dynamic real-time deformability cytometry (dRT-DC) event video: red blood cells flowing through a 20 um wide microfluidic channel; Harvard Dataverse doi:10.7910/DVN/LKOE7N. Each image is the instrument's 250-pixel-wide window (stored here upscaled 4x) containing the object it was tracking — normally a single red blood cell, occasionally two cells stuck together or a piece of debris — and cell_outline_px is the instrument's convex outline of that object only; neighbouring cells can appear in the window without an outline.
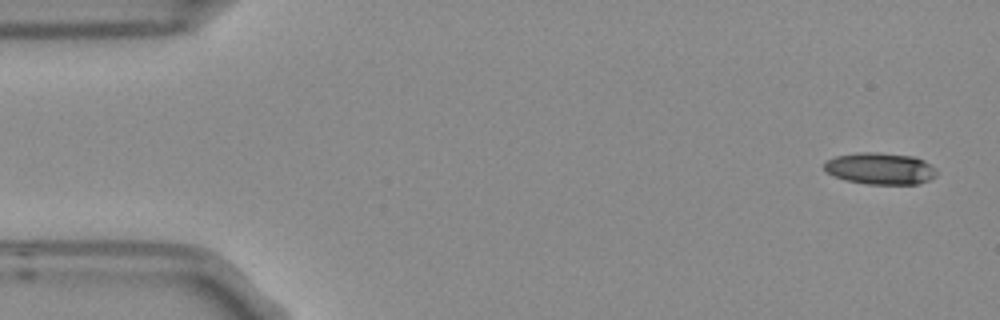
{"species": "Egyptian fruit bat (a non-hibernating species)", "species_latin": "Rousettus aegyptiacus", "temperature_condition": "room temperature", "stored_images_in_passage": 4, "camera_frame_rate_fps": 3000, "um_per_image_px": 0.085, "frame": {"image": 1, "passage_image": 1, "time_ms": 0.0, "image_size_px": [1000, 320], "cell_outline_px": [[936, 176], [920, 184], [868, 184], [844, 180], [832, 176], [824, 168], [824, 160], [836, 156], [856, 152], [880, 152], [912, 156], [924, 160], [936, 168]], "centroid_in_image_um": [74.8, 14.32], "position_along_channel_um": 10.2, "area_um2": 21.04}}